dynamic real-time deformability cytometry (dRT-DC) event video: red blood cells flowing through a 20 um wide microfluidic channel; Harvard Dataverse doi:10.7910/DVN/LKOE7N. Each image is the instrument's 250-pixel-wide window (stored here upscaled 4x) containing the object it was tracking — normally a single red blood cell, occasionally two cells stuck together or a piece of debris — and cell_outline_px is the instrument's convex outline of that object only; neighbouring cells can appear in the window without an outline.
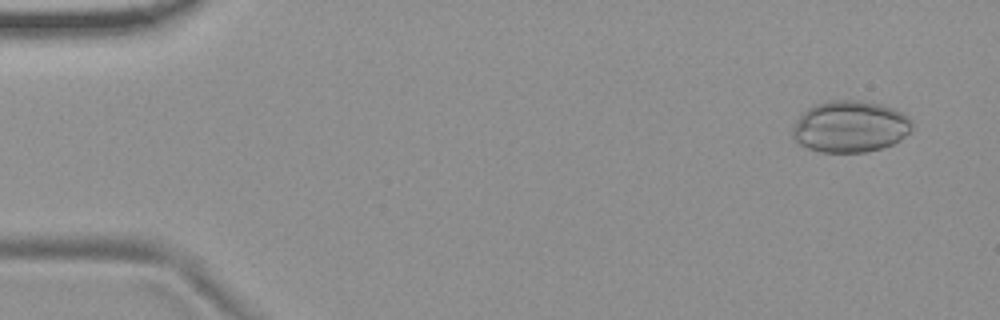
{"species": "common noctule bat (a hibernating species)", "species_latin": "Nyctalus noctula", "temperature_condition": "room temperature", "stored_images_in_passage": 6, "camera_frame_rate_fps": 3000, "um_per_image_px": 0.085, "animal": {"sex": "female", "body_mass_g": 19.9}, "frame": {"image": 1, "passage_image": 1, "time_ms": 0.0, "image_size_px": [1000, 320], "cell_outline_px": [[912, 128], [900, 140], [892, 144], [880, 148], [864, 152], [820, 152], [808, 148], [800, 144], [792, 136], [792, 128], [800, 116], [808, 108], [816, 104], [828, 100], [860, 100], [880, 104], [892, 108], [908, 116], [912, 120]], "centroid_in_image_um": [72.26, 10.75], "position_along_channel_um": 12.7, "area_um2": 35.78}}
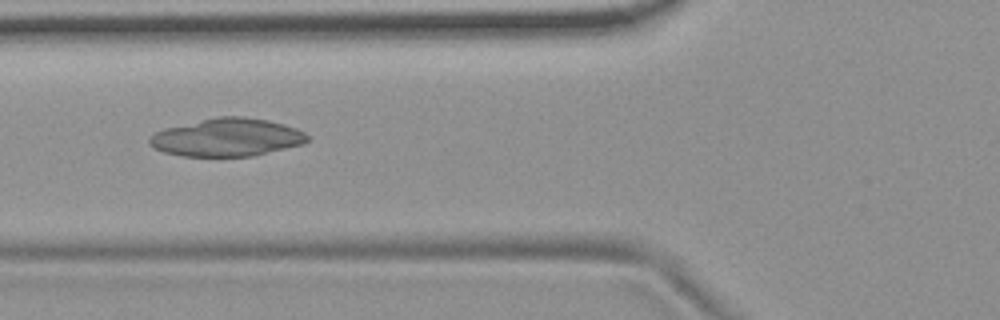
{"frame": {"image": 2, "passage_image": 6, "time_ms": 1.667, "image_size_px": [1000, 320], "cell_outline_px": [[308, 140], [304, 144], [252, 156], [180, 156], [164, 152], [152, 148], [148, 144], [148, 140], [156, 132], [164, 128], [220, 116], [244, 116], [268, 120], [284, 124], [296, 128], [304, 132], [308, 136]], "centroid_in_image_um": [19.29, 11.68], "position_along_channel_um": 106.5, "area_um2": 34.91}}